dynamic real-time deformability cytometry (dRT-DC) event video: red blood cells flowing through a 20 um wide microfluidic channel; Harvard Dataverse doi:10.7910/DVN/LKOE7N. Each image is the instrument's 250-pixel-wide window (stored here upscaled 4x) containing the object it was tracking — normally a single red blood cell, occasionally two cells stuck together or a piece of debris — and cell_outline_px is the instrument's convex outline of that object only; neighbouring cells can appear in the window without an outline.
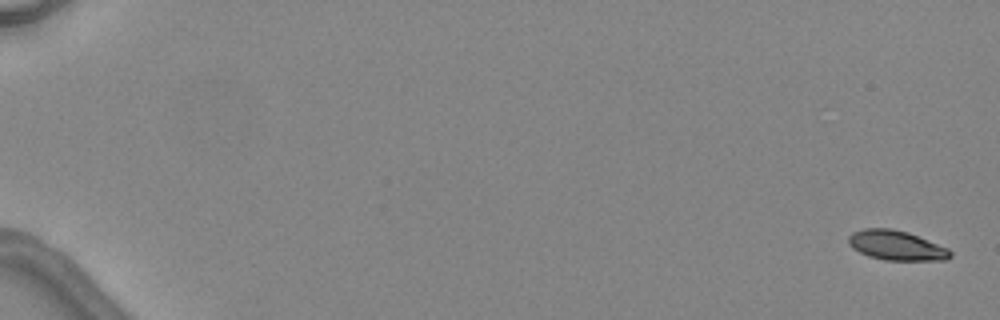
{"species": "common noctule bat (a hibernating species)", "species_latin": "Nyctalus noctula", "temperature_condition": "warm", "stored_images_in_passage": 5, "camera_frame_rate_fps": 3000, "um_per_image_px": 0.085, "animal": {"sex": "female", "body_mass_g": 24.6, "forearm_length_mm": 56.2}, "frame": {"image": 1, "passage_image": 1, "time_ms": 0.0, "image_size_px": [1000, 320], "cell_outline_px": [[952, 256], [948, 260], [884, 260], [868, 256], [852, 248], [848, 244], [848, 236], [852, 232], [864, 228], [892, 228], [908, 232], [948, 248], [952, 252]], "centroid_in_image_um": [76.18, 20.86], "position_along_channel_um": 8.8, "area_um2": 17.74}}
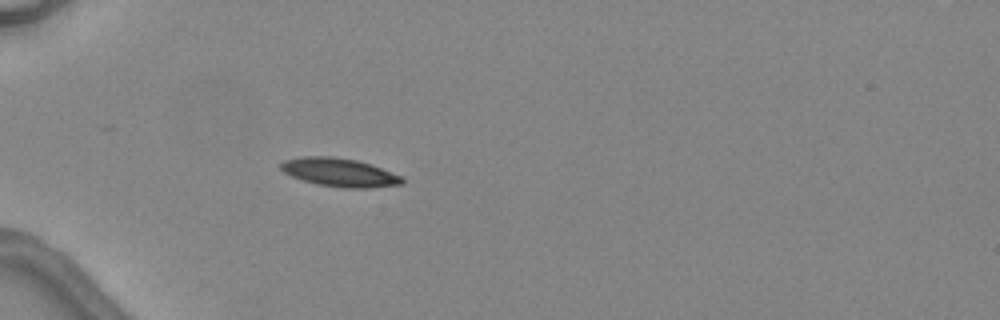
{"frame": {"image": 2, "passage_image": 5, "time_ms": 5.333, "image_size_px": [1000, 320], "cell_outline_px": [[404, 184], [368, 188], [344, 188], [316, 184], [292, 176], [284, 172], [280, 168], [280, 164], [284, 160], [304, 156], [332, 156], [356, 160], [372, 164], [404, 176]], "centroid_in_image_um": [28.91, 14.65], "position_along_channel_um": 56.1, "area_um2": 20.29}}